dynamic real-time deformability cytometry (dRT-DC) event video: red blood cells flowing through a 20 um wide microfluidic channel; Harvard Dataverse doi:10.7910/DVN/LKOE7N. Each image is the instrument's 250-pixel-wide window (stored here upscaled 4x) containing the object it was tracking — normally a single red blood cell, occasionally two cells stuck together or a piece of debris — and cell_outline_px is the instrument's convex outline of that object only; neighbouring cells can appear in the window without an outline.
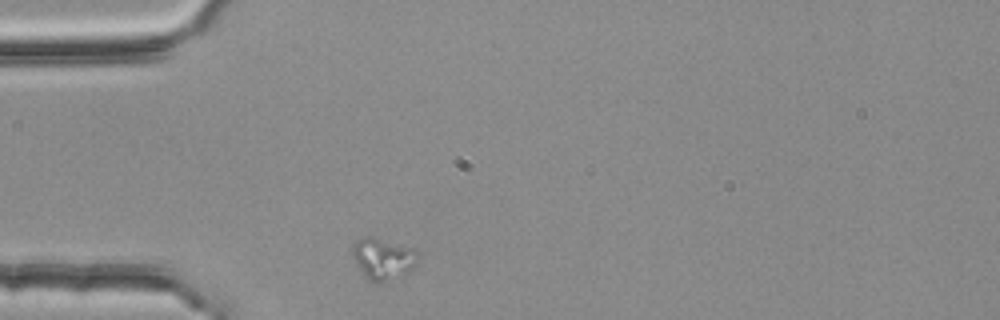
{"species": "common noctule bat (a hibernating species)", "species_latin": "Nyctalus noctula", "temperature_condition": "room temperature", "stored_images_in_passage": 31, "camera_frame_rate_fps": 3000, "um_per_image_px": 0.085, "animal": {"sex": "female", "body_mass_g": 25.1}, "frame": {"image": 1, "passage_image": 1, "time_ms": 0.0, "image_size_px": [1000, 320], "cell_outline_px": [[420, 256], [416, 264], [404, 276], [384, 284], [376, 284], [364, 276], [352, 252], [352, 244], [368, 236], [372, 236], [412, 248], [420, 252]], "centroid_in_image_um": [32.62, 22.04], "position_along_channel_um": 52.4, "area_um2": 16.01}}